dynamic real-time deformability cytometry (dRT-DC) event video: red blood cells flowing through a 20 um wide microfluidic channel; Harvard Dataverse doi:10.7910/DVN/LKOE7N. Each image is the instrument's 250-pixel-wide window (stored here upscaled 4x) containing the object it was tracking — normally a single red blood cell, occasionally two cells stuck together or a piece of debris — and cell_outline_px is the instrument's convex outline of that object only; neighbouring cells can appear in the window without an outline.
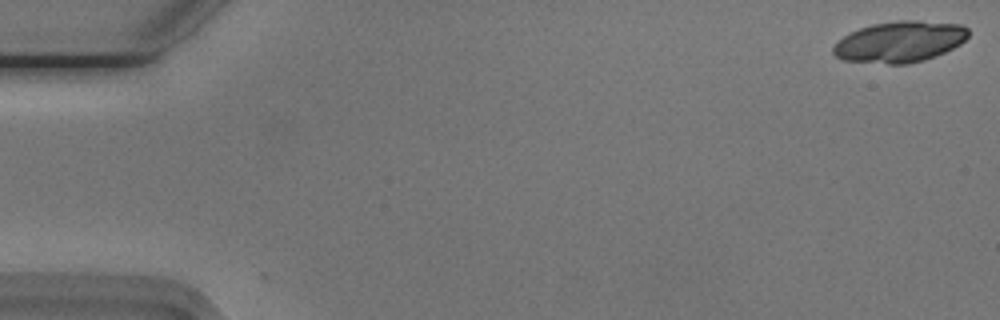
{"species": "Egyptian fruit bat (a non-hibernating species)", "species_latin": "Rousettus aegyptiacus", "temperature_condition": "cold", "stored_images_in_passage": 19, "camera_frame_rate_fps": 3000, "um_per_image_px": 0.085, "animal": {"sex": "male"}, "frame": {"image": 1, "passage_image": 1, "time_ms": 0.0, "image_size_px": [1000, 320], "cell_outline_px": [[968, 36], [964, 40], [932, 56], [920, 60], [852, 60], [840, 56], [836, 52], [836, 44], [840, 40], [852, 32], [864, 28], [880, 24], [948, 24], [964, 28], [968, 32]], "centroid_in_image_um": [76.48, 3.54], "position_along_channel_um": 8.5, "area_um2": 27.69}}
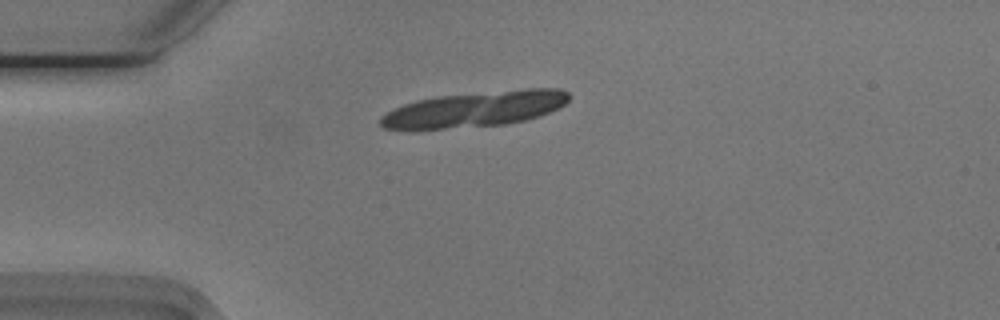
{"frame": {"image": 2, "passage_image": 14, "time_ms": 4.333, "image_size_px": [1000, 320], "cell_outline_px": [[568, 100], [556, 108], [520, 120], [492, 124], [436, 128], [392, 128], [384, 124], [380, 120], [384, 116], [400, 108], [424, 100], [456, 96], [512, 92], [564, 92], [568, 96]], "centroid_in_image_um": [40.28, 9.34], "position_along_channel_um": 44.7, "area_um2": 33.47}}